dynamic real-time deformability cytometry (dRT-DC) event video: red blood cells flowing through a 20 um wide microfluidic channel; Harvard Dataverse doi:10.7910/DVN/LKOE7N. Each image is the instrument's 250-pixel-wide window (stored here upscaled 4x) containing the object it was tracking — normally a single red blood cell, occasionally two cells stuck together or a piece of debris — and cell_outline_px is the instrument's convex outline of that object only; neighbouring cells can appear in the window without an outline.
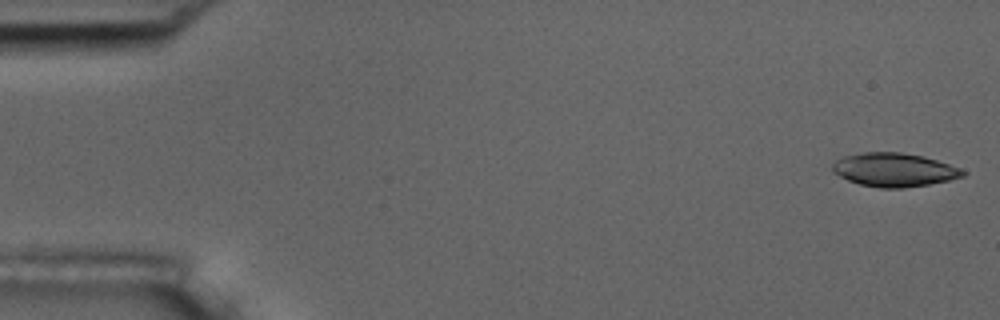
{"species": "common noctule bat (a hibernating species)", "species_latin": "Nyctalus noctula", "temperature_condition": "room temperature", "stored_images_in_passage": 54, "camera_frame_rate_fps": 3000, "um_per_image_px": 0.085, "animal": {"sex": "male", "body_mass_g": 17.5, "forearm_length_mm": 52.3}, "frame": {"image": 1, "passage_image": 1, "time_ms": 0.0, "image_size_px": [1000, 320], "cell_outline_px": [[968, 172], [964, 176], [948, 180], [928, 184], [904, 188], [880, 188], [860, 184], [848, 180], [832, 172], [832, 164], [836, 160], [844, 156], [864, 152], [900, 152], [920, 156], [936, 160], [960, 168]], "centroid_in_image_um": [75.99, 14.44], "position_along_channel_um": 9.0, "area_um2": 25.37}}
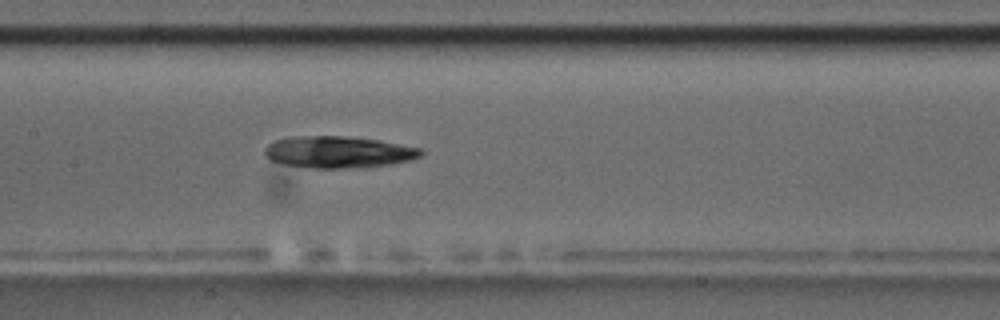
{"frame": {"image": 2, "passage_image": 26, "time_ms": 8.333, "image_size_px": [1000, 320], "cell_outline_px": [[424, 152], [420, 156], [412, 160], [392, 164], [364, 168], [312, 168], [284, 164], [268, 160], [264, 156], [264, 148], [268, 144], [276, 140], [292, 136], [344, 136], [380, 140], [420, 148]], "centroid_in_image_um": [28.75, 12.93], "position_along_channel_um": 178.6, "area_um2": 29.25}}
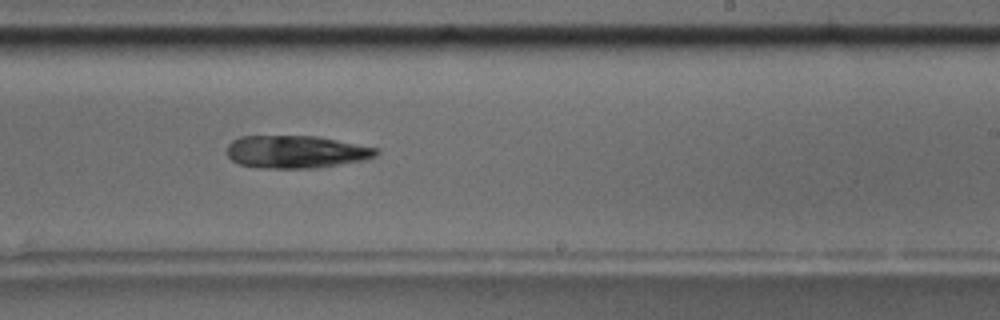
{"frame": {"image": 3, "passage_image": 33, "time_ms": 10.667, "image_size_px": [1000, 320], "cell_outline_px": [[380, 152], [376, 156], [364, 160], [316, 168], [264, 168], [240, 164], [232, 160], [228, 156], [228, 144], [232, 140], [240, 136], [316, 136], [380, 148]], "centroid_in_image_um": [25.2, 12.9], "position_along_channel_um": 263.8, "area_um2": 28.44}}